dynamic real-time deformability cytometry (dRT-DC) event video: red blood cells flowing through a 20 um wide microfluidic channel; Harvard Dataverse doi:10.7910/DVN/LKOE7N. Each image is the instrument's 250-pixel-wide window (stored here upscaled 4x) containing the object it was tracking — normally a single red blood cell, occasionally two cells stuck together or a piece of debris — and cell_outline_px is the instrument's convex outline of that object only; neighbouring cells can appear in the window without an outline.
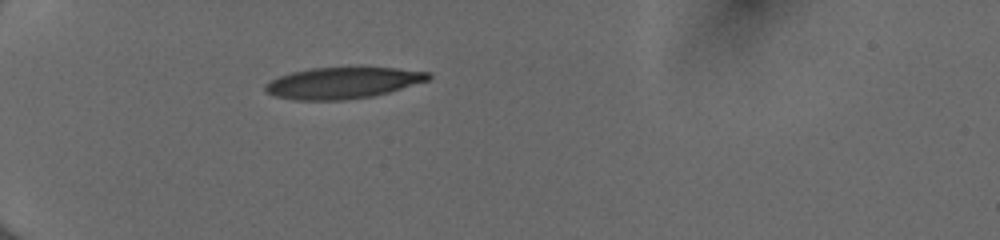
{"species": "human", "species_latin": "Homo sapiens", "temperature_condition": "cold", "stored_images_in_passage": 36, "camera_frame_rate_fps": 3000, "um_per_image_px": 0.085, "donor": {"sex": "female"}, "frame": {"image": 1, "passage_image": 1, "time_ms": 0.0, "image_size_px": [1000, 240], "cell_outline_px": [[432, 76], [428, 80], [388, 92], [372, 96], [344, 100], [292, 100], [276, 96], [264, 92], [264, 84], [280, 76], [292, 72], [312, 68], [356, 64], [360, 64], [396, 68], [428, 72]], "centroid_in_image_um": [29.13, 7.0], "position_along_channel_um": 55.9, "area_um2": 30.75}}
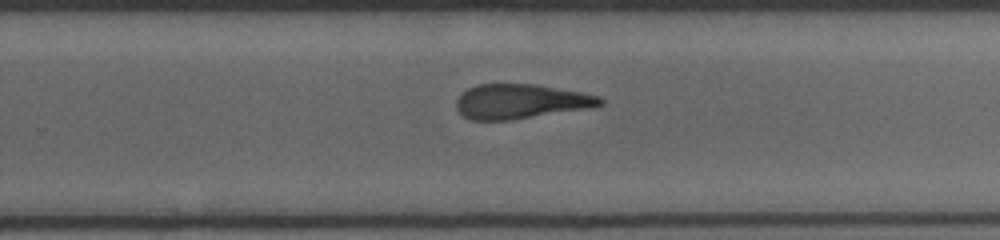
{"frame": {"image": 2, "passage_image": 20, "time_ms": 6.333, "image_size_px": [1000, 240], "cell_outline_px": [[604, 104], [512, 120], [472, 120], [464, 116], [456, 108], [456, 100], [468, 88], [476, 84], [536, 84], [580, 92], [600, 96], [604, 100]], "centroid_in_image_um": [44.2, 8.61], "position_along_channel_um": 285.6, "area_um2": 28.5}}
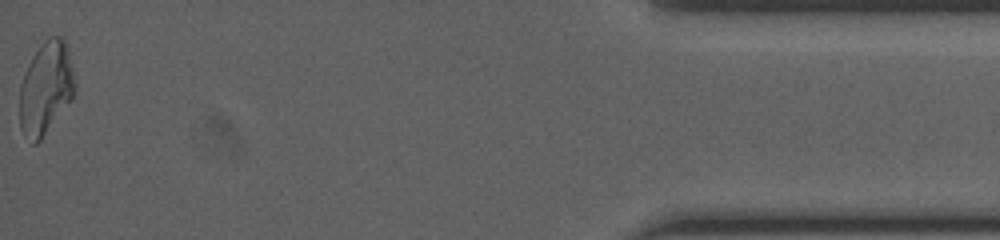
{"frame": {"image": 3, "passage_image": 36, "time_ms": 11.667, "image_size_px": [1000, 240], "cell_outline_px": [[76, 92], [40, 140], [36, 144], [32, 144], [20, 128], [20, 84], [28, 64], [32, 56], [44, 40], [48, 36], [64, 36], [68, 48], [76, 84]], "centroid_in_image_um": [3.9, 7.44], "position_along_channel_um": 431.3, "area_um2": 29.77}, "authors_computed_cell_mechanics": {"area_um2": 30.4028, "velocity_mm_per_s": 4.0457, "shape_relaxation_time_tau1_ms": 9.3575, "shape_relaxation_time_tau2_ms": 3.3894, "deformation_change_tau1": 0.2772, "deformation_change_tau2": 0.1455}}